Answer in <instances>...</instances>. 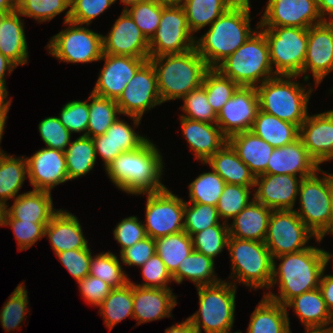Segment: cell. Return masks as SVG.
I'll return each mask as SVG.
<instances>
[{
	"mask_svg": "<svg viewBox=\"0 0 333 333\" xmlns=\"http://www.w3.org/2000/svg\"><path fill=\"white\" fill-rule=\"evenodd\" d=\"M113 4V0H72L69 21L90 26L96 17Z\"/></svg>",
	"mask_w": 333,
	"mask_h": 333,
	"instance_id": "cell-58",
	"label": "cell"
},
{
	"mask_svg": "<svg viewBox=\"0 0 333 333\" xmlns=\"http://www.w3.org/2000/svg\"><path fill=\"white\" fill-rule=\"evenodd\" d=\"M318 10L325 22L331 16H333V0H317Z\"/></svg>",
	"mask_w": 333,
	"mask_h": 333,
	"instance_id": "cell-67",
	"label": "cell"
},
{
	"mask_svg": "<svg viewBox=\"0 0 333 333\" xmlns=\"http://www.w3.org/2000/svg\"><path fill=\"white\" fill-rule=\"evenodd\" d=\"M118 115V116H117ZM121 116L116 100L89 95V122L86 136L94 138L105 134L106 130Z\"/></svg>",
	"mask_w": 333,
	"mask_h": 333,
	"instance_id": "cell-43",
	"label": "cell"
},
{
	"mask_svg": "<svg viewBox=\"0 0 333 333\" xmlns=\"http://www.w3.org/2000/svg\"><path fill=\"white\" fill-rule=\"evenodd\" d=\"M24 19L16 10L7 14L0 28V52L16 66L29 63L28 43L25 36Z\"/></svg>",
	"mask_w": 333,
	"mask_h": 333,
	"instance_id": "cell-32",
	"label": "cell"
},
{
	"mask_svg": "<svg viewBox=\"0 0 333 333\" xmlns=\"http://www.w3.org/2000/svg\"><path fill=\"white\" fill-rule=\"evenodd\" d=\"M181 131L194 152L195 161L206 162L227 142L228 138L216 123L195 121L180 116Z\"/></svg>",
	"mask_w": 333,
	"mask_h": 333,
	"instance_id": "cell-27",
	"label": "cell"
},
{
	"mask_svg": "<svg viewBox=\"0 0 333 333\" xmlns=\"http://www.w3.org/2000/svg\"><path fill=\"white\" fill-rule=\"evenodd\" d=\"M165 333H198V330L193 326L189 318H186L183 322H177V324L166 328Z\"/></svg>",
	"mask_w": 333,
	"mask_h": 333,
	"instance_id": "cell-65",
	"label": "cell"
},
{
	"mask_svg": "<svg viewBox=\"0 0 333 333\" xmlns=\"http://www.w3.org/2000/svg\"><path fill=\"white\" fill-rule=\"evenodd\" d=\"M259 110V99L253 86H239L217 114L216 124L230 136L250 131Z\"/></svg>",
	"mask_w": 333,
	"mask_h": 333,
	"instance_id": "cell-18",
	"label": "cell"
},
{
	"mask_svg": "<svg viewBox=\"0 0 333 333\" xmlns=\"http://www.w3.org/2000/svg\"><path fill=\"white\" fill-rule=\"evenodd\" d=\"M196 289L199 309L188 318L198 333H239V330L232 332L237 287L222 280L214 285L197 286Z\"/></svg>",
	"mask_w": 333,
	"mask_h": 333,
	"instance_id": "cell-7",
	"label": "cell"
},
{
	"mask_svg": "<svg viewBox=\"0 0 333 333\" xmlns=\"http://www.w3.org/2000/svg\"><path fill=\"white\" fill-rule=\"evenodd\" d=\"M5 126H6V121L0 117V144L3 138V133L5 130ZM5 151H3V149H1L0 147V154H3Z\"/></svg>",
	"mask_w": 333,
	"mask_h": 333,
	"instance_id": "cell-74",
	"label": "cell"
},
{
	"mask_svg": "<svg viewBox=\"0 0 333 333\" xmlns=\"http://www.w3.org/2000/svg\"><path fill=\"white\" fill-rule=\"evenodd\" d=\"M195 39L182 6L163 3L159 27L149 41V58L192 50Z\"/></svg>",
	"mask_w": 333,
	"mask_h": 333,
	"instance_id": "cell-13",
	"label": "cell"
},
{
	"mask_svg": "<svg viewBox=\"0 0 333 333\" xmlns=\"http://www.w3.org/2000/svg\"><path fill=\"white\" fill-rule=\"evenodd\" d=\"M146 195L145 220L146 234L152 239L184 231L185 200L169 188Z\"/></svg>",
	"mask_w": 333,
	"mask_h": 333,
	"instance_id": "cell-14",
	"label": "cell"
},
{
	"mask_svg": "<svg viewBox=\"0 0 333 333\" xmlns=\"http://www.w3.org/2000/svg\"><path fill=\"white\" fill-rule=\"evenodd\" d=\"M132 120L129 125L125 120L116 119L105 134L92 138L96 157L100 156L104 169L119 155L140 147L148 138L134 130L139 127L142 119L128 116ZM134 127V128H133Z\"/></svg>",
	"mask_w": 333,
	"mask_h": 333,
	"instance_id": "cell-20",
	"label": "cell"
},
{
	"mask_svg": "<svg viewBox=\"0 0 333 333\" xmlns=\"http://www.w3.org/2000/svg\"><path fill=\"white\" fill-rule=\"evenodd\" d=\"M113 237L120 244V253L140 240L147 237L143 222L138 216H129L117 223L113 230Z\"/></svg>",
	"mask_w": 333,
	"mask_h": 333,
	"instance_id": "cell-60",
	"label": "cell"
},
{
	"mask_svg": "<svg viewBox=\"0 0 333 333\" xmlns=\"http://www.w3.org/2000/svg\"><path fill=\"white\" fill-rule=\"evenodd\" d=\"M268 45L275 75L301 76L307 52L308 29L259 27Z\"/></svg>",
	"mask_w": 333,
	"mask_h": 333,
	"instance_id": "cell-10",
	"label": "cell"
},
{
	"mask_svg": "<svg viewBox=\"0 0 333 333\" xmlns=\"http://www.w3.org/2000/svg\"><path fill=\"white\" fill-rule=\"evenodd\" d=\"M79 292L86 303L97 307L104 301L113 289L101 279L92 275H87L77 282Z\"/></svg>",
	"mask_w": 333,
	"mask_h": 333,
	"instance_id": "cell-61",
	"label": "cell"
},
{
	"mask_svg": "<svg viewBox=\"0 0 333 333\" xmlns=\"http://www.w3.org/2000/svg\"><path fill=\"white\" fill-rule=\"evenodd\" d=\"M272 209L254 199L229 222V236L264 242ZM231 223V224H230Z\"/></svg>",
	"mask_w": 333,
	"mask_h": 333,
	"instance_id": "cell-30",
	"label": "cell"
},
{
	"mask_svg": "<svg viewBox=\"0 0 333 333\" xmlns=\"http://www.w3.org/2000/svg\"><path fill=\"white\" fill-rule=\"evenodd\" d=\"M202 86L205 88L208 103L218 114L228 102L239 85L229 77L224 76L218 69L209 68L203 78Z\"/></svg>",
	"mask_w": 333,
	"mask_h": 333,
	"instance_id": "cell-47",
	"label": "cell"
},
{
	"mask_svg": "<svg viewBox=\"0 0 333 333\" xmlns=\"http://www.w3.org/2000/svg\"><path fill=\"white\" fill-rule=\"evenodd\" d=\"M58 118L72 134L86 136L89 122V97L87 100H73L62 106Z\"/></svg>",
	"mask_w": 333,
	"mask_h": 333,
	"instance_id": "cell-54",
	"label": "cell"
},
{
	"mask_svg": "<svg viewBox=\"0 0 333 333\" xmlns=\"http://www.w3.org/2000/svg\"><path fill=\"white\" fill-rule=\"evenodd\" d=\"M91 248L75 249L63 251L55 254L68 272L78 282L90 272V262L92 259Z\"/></svg>",
	"mask_w": 333,
	"mask_h": 333,
	"instance_id": "cell-59",
	"label": "cell"
},
{
	"mask_svg": "<svg viewBox=\"0 0 333 333\" xmlns=\"http://www.w3.org/2000/svg\"><path fill=\"white\" fill-rule=\"evenodd\" d=\"M17 10V0H0V12L9 14Z\"/></svg>",
	"mask_w": 333,
	"mask_h": 333,
	"instance_id": "cell-68",
	"label": "cell"
},
{
	"mask_svg": "<svg viewBox=\"0 0 333 333\" xmlns=\"http://www.w3.org/2000/svg\"><path fill=\"white\" fill-rule=\"evenodd\" d=\"M68 180H75L87 175L96 164L95 146L92 138L79 136L71 140L64 151Z\"/></svg>",
	"mask_w": 333,
	"mask_h": 333,
	"instance_id": "cell-41",
	"label": "cell"
},
{
	"mask_svg": "<svg viewBox=\"0 0 333 333\" xmlns=\"http://www.w3.org/2000/svg\"><path fill=\"white\" fill-rule=\"evenodd\" d=\"M148 60L157 75V88L162 103L182 99L200 87L209 69L196 48L184 53L151 57Z\"/></svg>",
	"mask_w": 333,
	"mask_h": 333,
	"instance_id": "cell-4",
	"label": "cell"
},
{
	"mask_svg": "<svg viewBox=\"0 0 333 333\" xmlns=\"http://www.w3.org/2000/svg\"><path fill=\"white\" fill-rule=\"evenodd\" d=\"M155 249L171 275L179 264H182V260L194 250L192 238L185 231L156 238Z\"/></svg>",
	"mask_w": 333,
	"mask_h": 333,
	"instance_id": "cell-42",
	"label": "cell"
},
{
	"mask_svg": "<svg viewBox=\"0 0 333 333\" xmlns=\"http://www.w3.org/2000/svg\"><path fill=\"white\" fill-rule=\"evenodd\" d=\"M259 27L308 29L323 22L317 0H268Z\"/></svg>",
	"mask_w": 333,
	"mask_h": 333,
	"instance_id": "cell-16",
	"label": "cell"
},
{
	"mask_svg": "<svg viewBox=\"0 0 333 333\" xmlns=\"http://www.w3.org/2000/svg\"><path fill=\"white\" fill-rule=\"evenodd\" d=\"M300 76L276 75L264 81L256 88L259 109L267 114L296 124L299 128L308 116L309 99L313 92V84L300 83Z\"/></svg>",
	"mask_w": 333,
	"mask_h": 333,
	"instance_id": "cell-5",
	"label": "cell"
},
{
	"mask_svg": "<svg viewBox=\"0 0 333 333\" xmlns=\"http://www.w3.org/2000/svg\"><path fill=\"white\" fill-rule=\"evenodd\" d=\"M118 255L110 252H100L97 255H92L90 262L89 275L97 277L110 285L112 288H120L130 282V278L123 270Z\"/></svg>",
	"mask_w": 333,
	"mask_h": 333,
	"instance_id": "cell-44",
	"label": "cell"
},
{
	"mask_svg": "<svg viewBox=\"0 0 333 333\" xmlns=\"http://www.w3.org/2000/svg\"><path fill=\"white\" fill-rule=\"evenodd\" d=\"M51 192L43 190H31L21 193L13 199V205L6 207L5 218L17 220L49 223L51 218L60 210L53 208Z\"/></svg>",
	"mask_w": 333,
	"mask_h": 333,
	"instance_id": "cell-29",
	"label": "cell"
},
{
	"mask_svg": "<svg viewBox=\"0 0 333 333\" xmlns=\"http://www.w3.org/2000/svg\"><path fill=\"white\" fill-rule=\"evenodd\" d=\"M148 59L103 53L100 60H104V65L98 73L92 93L117 100L137 70Z\"/></svg>",
	"mask_w": 333,
	"mask_h": 333,
	"instance_id": "cell-19",
	"label": "cell"
},
{
	"mask_svg": "<svg viewBox=\"0 0 333 333\" xmlns=\"http://www.w3.org/2000/svg\"><path fill=\"white\" fill-rule=\"evenodd\" d=\"M227 249L232 271L229 282L235 287L241 283L253 290H269L273 258L264 242L229 236Z\"/></svg>",
	"mask_w": 333,
	"mask_h": 333,
	"instance_id": "cell-8",
	"label": "cell"
},
{
	"mask_svg": "<svg viewBox=\"0 0 333 333\" xmlns=\"http://www.w3.org/2000/svg\"><path fill=\"white\" fill-rule=\"evenodd\" d=\"M250 0H237L214 23L207 32L195 39V48L209 68H216L234 53L259 28H251Z\"/></svg>",
	"mask_w": 333,
	"mask_h": 333,
	"instance_id": "cell-2",
	"label": "cell"
},
{
	"mask_svg": "<svg viewBox=\"0 0 333 333\" xmlns=\"http://www.w3.org/2000/svg\"><path fill=\"white\" fill-rule=\"evenodd\" d=\"M29 305L26 284L19 283L0 311V324L6 333L20 330L21 323L30 312Z\"/></svg>",
	"mask_w": 333,
	"mask_h": 333,
	"instance_id": "cell-45",
	"label": "cell"
},
{
	"mask_svg": "<svg viewBox=\"0 0 333 333\" xmlns=\"http://www.w3.org/2000/svg\"><path fill=\"white\" fill-rule=\"evenodd\" d=\"M297 198L300 206L294 211L307 228L323 240L328 235L330 224L331 173L320 169L312 176L303 178Z\"/></svg>",
	"mask_w": 333,
	"mask_h": 333,
	"instance_id": "cell-9",
	"label": "cell"
},
{
	"mask_svg": "<svg viewBox=\"0 0 333 333\" xmlns=\"http://www.w3.org/2000/svg\"><path fill=\"white\" fill-rule=\"evenodd\" d=\"M277 260L280 261L279 264ZM322 272L320 247L310 245L299 252L276 256L273 258L270 291L264 292V295L285 306L295 296L319 288ZM276 285L279 295L272 291Z\"/></svg>",
	"mask_w": 333,
	"mask_h": 333,
	"instance_id": "cell-3",
	"label": "cell"
},
{
	"mask_svg": "<svg viewBox=\"0 0 333 333\" xmlns=\"http://www.w3.org/2000/svg\"><path fill=\"white\" fill-rule=\"evenodd\" d=\"M253 189L254 187L225 184L216 206L222 222L229 224V220L238 215L254 199Z\"/></svg>",
	"mask_w": 333,
	"mask_h": 333,
	"instance_id": "cell-48",
	"label": "cell"
},
{
	"mask_svg": "<svg viewBox=\"0 0 333 333\" xmlns=\"http://www.w3.org/2000/svg\"><path fill=\"white\" fill-rule=\"evenodd\" d=\"M28 180L34 190L52 192L68 180L66 158L63 151L43 147L26 157Z\"/></svg>",
	"mask_w": 333,
	"mask_h": 333,
	"instance_id": "cell-23",
	"label": "cell"
},
{
	"mask_svg": "<svg viewBox=\"0 0 333 333\" xmlns=\"http://www.w3.org/2000/svg\"><path fill=\"white\" fill-rule=\"evenodd\" d=\"M308 72L312 73L315 89L333 72V31L326 22L308 28L307 52L301 72L304 83L310 79Z\"/></svg>",
	"mask_w": 333,
	"mask_h": 333,
	"instance_id": "cell-17",
	"label": "cell"
},
{
	"mask_svg": "<svg viewBox=\"0 0 333 333\" xmlns=\"http://www.w3.org/2000/svg\"><path fill=\"white\" fill-rule=\"evenodd\" d=\"M17 66L0 52V82H6V74L10 75Z\"/></svg>",
	"mask_w": 333,
	"mask_h": 333,
	"instance_id": "cell-66",
	"label": "cell"
},
{
	"mask_svg": "<svg viewBox=\"0 0 333 333\" xmlns=\"http://www.w3.org/2000/svg\"><path fill=\"white\" fill-rule=\"evenodd\" d=\"M98 313L104 319L109 331L124 319H133V284L128 282L120 288H113L104 301L98 306Z\"/></svg>",
	"mask_w": 333,
	"mask_h": 333,
	"instance_id": "cell-40",
	"label": "cell"
},
{
	"mask_svg": "<svg viewBox=\"0 0 333 333\" xmlns=\"http://www.w3.org/2000/svg\"><path fill=\"white\" fill-rule=\"evenodd\" d=\"M216 69L239 86L257 87L276 76L270 62L267 39L259 28Z\"/></svg>",
	"mask_w": 333,
	"mask_h": 333,
	"instance_id": "cell-6",
	"label": "cell"
},
{
	"mask_svg": "<svg viewBox=\"0 0 333 333\" xmlns=\"http://www.w3.org/2000/svg\"><path fill=\"white\" fill-rule=\"evenodd\" d=\"M318 239L303 223L294 210H273L268 223L265 245L272 258L308 248L310 239ZM319 242V243H318Z\"/></svg>",
	"mask_w": 333,
	"mask_h": 333,
	"instance_id": "cell-12",
	"label": "cell"
},
{
	"mask_svg": "<svg viewBox=\"0 0 333 333\" xmlns=\"http://www.w3.org/2000/svg\"><path fill=\"white\" fill-rule=\"evenodd\" d=\"M333 236V173H331V203H330V224L328 227V235Z\"/></svg>",
	"mask_w": 333,
	"mask_h": 333,
	"instance_id": "cell-71",
	"label": "cell"
},
{
	"mask_svg": "<svg viewBox=\"0 0 333 333\" xmlns=\"http://www.w3.org/2000/svg\"><path fill=\"white\" fill-rule=\"evenodd\" d=\"M182 100L181 111L185 114L182 113L181 117L206 123L217 122V114L208 103L207 94L202 85L189 92Z\"/></svg>",
	"mask_w": 333,
	"mask_h": 333,
	"instance_id": "cell-53",
	"label": "cell"
},
{
	"mask_svg": "<svg viewBox=\"0 0 333 333\" xmlns=\"http://www.w3.org/2000/svg\"><path fill=\"white\" fill-rule=\"evenodd\" d=\"M228 143L255 177L266 172L274 147L255 135L251 130L230 136Z\"/></svg>",
	"mask_w": 333,
	"mask_h": 333,
	"instance_id": "cell-31",
	"label": "cell"
},
{
	"mask_svg": "<svg viewBox=\"0 0 333 333\" xmlns=\"http://www.w3.org/2000/svg\"><path fill=\"white\" fill-rule=\"evenodd\" d=\"M117 0H113V2L115 3ZM138 1L141 0H120V3L123 4V6L125 5L123 11H126L128 8L132 7L134 4H136Z\"/></svg>",
	"mask_w": 333,
	"mask_h": 333,
	"instance_id": "cell-73",
	"label": "cell"
},
{
	"mask_svg": "<svg viewBox=\"0 0 333 333\" xmlns=\"http://www.w3.org/2000/svg\"><path fill=\"white\" fill-rule=\"evenodd\" d=\"M47 224L27 222L15 218H5L4 221V226H9L13 230L19 251L30 249L38 240L44 238Z\"/></svg>",
	"mask_w": 333,
	"mask_h": 333,
	"instance_id": "cell-56",
	"label": "cell"
},
{
	"mask_svg": "<svg viewBox=\"0 0 333 333\" xmlns=\"http://www.w3.org/2000/svg\"><path fill=\"white\" fill-rule=\"evenodd\" d=\"M237 0H183L182 6L189 29L196 32L210 26Z\"/></svg>",
	"mask_w": 333,
	"mask_h": 333,
	"instance_id": "cell-39",
	"label": "cell"
},
{
	"mask_svg": "<svg viewBox=\"0 0 333 333\" xmlns=\"http://www.w3.org/2000/svg\"><path fill=\"white\" fill-rule=\"evenodd\" d=\"M103 53L149 58V41L126 11L115 20L107 35H102Z\"/></svg>",
	"mask_w": 333,
	"mask_h": 333,
	"instance_id": "cell-22",
	"label": "cell"
},
{
	"mask_svg": "<svg viewBox=\"0 0 333 333\" xmlns=\"http://www.w3.org/2000/svg\"><path fill=\"white\" fill-rule=\"evenodd\" d=\"M38 129L48 148L64 152L71 143L72 133L64 127L58 116L45 117L39 122Z\"/></svg>",
	"mask_w": 333,
	"mask_h": 333,
	"instance_id": "cell-55",
	"label": "cell"
},
{
	"mask_svg": "<svg viewBox=\"0 0 333 333\" xmlns=\"http://www.w3.org/2000/svg\"><path fill=\"white\" fill-rule=\"evenodd\" d=\"M302 179L290 174L256 176L254 200L272 210H294Z\"/></svg>",
	"mask_w": 333,
	"mask_h": 333,
	"instance_id": "cell-21",
	"label": "cell"
},
{
	"mask_svg": "<svg viewBox=\"0 0 333 333\" xmlns=\"http://www.w3.org/2000/svg\"><path fill=\"white\" fill-rule=\"evenodd\" d=\"M116 103L121 115L141 119L146 112L162 104L157 88V75L149 60L137 70Z\"/></svg>",
	"mask_w": 333,
	"mask_h": 333,
	"instance_id": "cell-15",
	"label": "cell"
},
{
	"mask_svg": "<svg viewBox=\"0 0 333 333\" xmlns=\"http://www.w3.org/2000/svg\"><path fill=\"white\" fill-rule=\"evenodd\" d=\"M320 169L299 138L291 144L274 149L264 174H290L306 178Z\"/></svg>",
	"mask_w": 333,
	"mask_h": 333,
	"instance_id": "cell-26",
	"label": "cell"
},
{
	"mask_svg": "<svg viewBox=\"0 0 333 333\" xmlns=\"http://www.w3.org/2000/svg\"><path fill=\"white\" fill-rule=\"evenodd\" d=\"M289 330L286 307L263 295L251 314L246 333H289ZM239 333L242 331L239 330Z\"/></svg>",
	"mask_w": 333,
	"mask_h": 333,
	"instance_id": "cell-34",
	"label": "cell"
},
{
	"mask_svg": "<svg viewBox=\"0 0 333 333\" xmlns=\"http://www.w3.org/2000/svg\"><path fill=\"white\" fill-rule=\"evenodd\" d=\"M6 15H7V14H4V13H1V12H0V28H1V25H2L3 18H4Z\"/></svg>",
	"mask_w": 333,
	"mask_h": 333,
	"instance_id": "cell-77",
	"label": "cell"
},
{
	"mask_svg": "<svg viewBox=\"0 0 333 333\" xmlns=\"http://www.w3.org/2000/svg\"><path fill=\"white\" fill-rule=\"evenodd\" d=\"M163 3L155 0H141L126 12L133 19L145 38L150 41L159 27Z\"/></svg>",
	"mask_w": 333,
	"mask_h": 333,
	"instance_id": "cell-51",
	"label": "cell"
},
{
	"mask_svg": "<svg viewBox=\"0 0 333 333\" xmlns=\"http://www.w3.org/2000/svg\"><path fill=\"white\" fill-rule=\"evenodd\" d=\"M17 11L21 16L33 18L38 23L49 22L64 11L63 23L70 18V4L66 0H17Z\"/></svg>",
	"mask_w": 333,
	"mask_h": 333,
	"instance_id": "cell-49",
	"label": "cell"
},
{
	"mask_svg": "<svg viewBox=\"0 0 333 333\" xmlns=\"http://www.w3.org/2000/svg\"><path fill=\"white\" fill-rule=\"evenodd\" d=\"M324 273L325 271L322 272L320 278L319 289L322 293L327 308L333 315V278L325 275Z\"/></svg>",
	"mask_w": 333,
	"mask_h": 333,
	"instance_id": "cell-63",
	"label": "cell"
},
{
	"mask_svg": "<svg viewBox=\"0 0 333 333\" xmlns=\"http://www.w3.org/2000/svg\"><path fill=\"white\" fill-rule=\"evenodd\" d=\"M215 272V261L197 251H192L182 260L177 270L172 274L173 281L181 284L189 280L197 286L214 285L222 281Z\"/></svg>",
	"mask_w": 333,
	"mask_h": 333,
	"instance_id": "cell-37",
	"label": "cell"
},
{
	"mask_svg": "<svg viewBox=\"0 0 333 333\" xmlns=\"http://www.w3.org/2000/svg\"><path fill=\"white\" fill-rule=\"evenodd\" d=\"M299 138L320 166L333 160V109L308 114L300 126Z\"/></svg>",
	"mask_w": 333,
	"mask_h": 333,
	"instance_id": "cell-24",
	"label": "cell"
},
{
	"mask_svg": "<svg viewBox=\"0 0 333 333\" xmlns=\"http://www.w3.org/2000/svg\"><path fill=\"white\" fill-rule=\"evenodd\" d=\"M331 259H332V264H333V253L326 251L325 249L322 248L323 271H326L325 269H326L327 265L330 263L329 261ZM331 268H333V265ZM326 275L333 278V274H326Z\"/></svg>",
	"mask_w": 333,
	"mask_h": 333,
	"instance_id": "cell-70",
	"label": "cell"
},
{
	"mask_svg": "<svg viewBox=\"0 0 333 333\" xmlns=\"http://www.w3.org/2000/svg\"><path fill=\"white\" fill-rule=\"evenodd\" d=\"M78 217L68 210L60 209L45 227L47 237L55 254L75 249L88 248Z\"/></svg>",
	"mask_w": 333,
	"mask_h": 333,
	"instance_id": "cell-28",
	"label": "cell"
},
{
	"mask_svg": "<svg viewBox=\"0 0 333 333\" xmlns=\"http://www.w3.org/2000/svg\"><path fill=\"white\" fill-rule=\"evenodd\" d=\"M69 4H71L72 0H66Z\"/></svg>",
	"mask_w": 333,
	"mask_h": 333,
	"instance_id": "cell-78",
	"label": "cell"
},
{
	"mask_svg": "<svg viewBox=\"0 0 333 333\" xmlns=\"http://www.w3.org/2000/svg\"><path fill=\"white\" fill-rule=\"evenodd\" d=\"M28 178L27 161L25 156L0 154V202L9 205L10 199L20 194L24 181Z\"/></svg>",
	"mask_w": 333,
	"mask_h": 333,
	"instance_id": "cell-38",
	"label": "cell"
},
{
	"mask_svg": "<svg viewBox=\"0 0 333 333\" xmlns=\"http://www.w3.org/2000/svg\"><path fill=\"white\" fill-rule=\"evenodd\" d=\"M165 4H180L183 0H155Z\"/></svg>",
	"mask_w": 333,
	"mask_h": 333,
	"instance_id": "cell-75",
	"label": "cell"
},
{
	"mask_svg": "<svg viewBox=\"0 0 333 333\" xmlns=\"http://www.w3.org/2000/svg\"><path fill=\"white\" fill-rule=\"evenodd\" d=\"M304 333H331L333 331V326H310L305 327ZM289 333H292L291 328Z\"/></svg>",
	"mask_w": 333,
	"mask_h": 333,
	"instance_id": "cell-69",
	"label": "cell"
},
{
	"mask_svg": "<svg viewBox=\"0 0 333 333\" xmlns=\"http://www.w3.org/2000/svg\"><path fill=\"white\" fill-rule=\"evenodd\" d=\"M202 164H208L211 169L222 177L225 183L248 187L255 186V175L238 157L236 151L228 142Z\"/></svg>",
	"mask_w": 333,
	"mask_h": 333,
	"instance_id": "cell-33",
	"label": "cell"
},
{
	"mask_svg": "<svg viewBox=\"0 0 333 333\" xmlns=\"http://www.w3.org/2000/svg\"><path fill=\"white\" fill-rule=\"evenodd\" d=\"M212 170V171H211ZM198 175L189 185L188 203H200L217 206L225 187V181L213 169Z\"/></svg>",
	"mask_w": 333,
	"mask_h": 333,
	"instance_id": "cell-46",
	"label": "cell"
},
{
	"mask_svg": "<svg viewBox=\"0 0 333 333\" xmlns=\"http://www.w3.org/2000/svg\"><path fill=\"white\" fill-rule=\"evenodd\" d=\"M67 28L50 37L48 54L65 63H92L101 61L103 55L102 35L89 25L66 21Z\"/></svg>",
	"mask_w": 333,
	"mask_h": 333,
	"instance_id": "cell-11",
	"label": "cell"
},
{
	"mask_svg": "<svg viewBox=\"0 0 333 333\" xmlns=\"http://www.w3.org/2000/svg\"><path fill=\"white\" fill-rule=\"evenodd\" d=\"M152 140L119 154L105 172L113 185L128 195L156 193L166 189L162 183L165 164L162 153Z\"/></svg>",
	"mask_w": 333,
	"mask_h": 333,
	"instance_id": "cell-1",
	"label": "cell"
},
{
	"mask_svg": "<svg viewBox=\"0 0 333 333\" xmlns=\"http://www.w3.org/2000/svg\"><path fill=\"white\" fill-rule=\"evenodd\" d=\"M327 25L332 29L333 31V16H331L329 19L325 21Z\"/></svg>",
	"mask_w": 333,
	"mask_h": 333,
	"instance_id": "cell-76",
	"label": "cell"
},
{
	"mask_svg": "<svg viewBox=\"0 0 333 333\" xmlns=\"http://www.w3.org/2000/svg\"><path fill=\"white\" fill-rule=\"evenodd\" d=\"M297 315L304 327L333 326V315L330 313L319 288L295 296L286 305Z\"/></svg>",
	"mask_w": 333,
	"mask_h": 333,
	"instance_id": "cell-35",
	"label": "cell"
},
{
	"mask_svg": "<svg viewBox=\"0 0 333 333\" xmlns=\"http://www.w3.org/2000/svg\"><path fill=\"white\" fill-rule=\"evenodd\" d=\"M142 277L144 282L133 285L146 288L169 289L168 285L173 281L171 273L167 270L166 265L161 260L158 254H154L141 267Z\"/></svg>",
	"mask_w": 333,
	"mask_h": 333,
	"instance_id": "cell-57",
	"label": "cell"
},
{
	"mask_svg": "<svg viewBox=\"0 0 333 333\" xmlns=\"http://www.w3.org/2000/svg\"><path fill=\"white\" fill-rule=\"evenodd\" d=\"M6 82H0V117L5 121L8 118V113L11 107L12 99H8V90Z\"/></svg>",
	"mask_w": 333,
	"mask_h": 333,
	"instance_id": "cell-64",
	"label": "cell"
},
{
	"mask_svg": "<svg viewBox=\"0 0 333 333\" xmlns=\"http://www.w3.org/2000/svg\"><path fill=\"white\" fill-rule=\"evenodd\" d=\"M251 131L274 148H279L299 139L300 128L293 123L281 120L260 109L257 112Z\"/></svg>",
	"mask_w": 333,
	"mask_h": 333,
	"instance_id": "cell-36",
	"label": "cell"
},
{
	"mask_svg": "<svg viewBox=\"0 0 333 333\" xmlns=\"http://www.w3.org/2000/svg\"><path fill=\"white\" fill-rule=\"evenodd\" d=\"M156 253L155 239L146 237L120 253L122 264L141 267Z\"/></svg>",
	"mask_w": 333,
	"mask_h": 333,
	"instance_id": "cell-62",
	"label": "cell"
},
{
	"mask_svg": "<svg viewBox=\"0 0 333 333\" xmlns=\"http://www.w3.org/2000/svg\"><path fill=\"white\" fill-rule=\"evenodd\" d=\"M217 208L209 204L188 203L184 205V231L190 236L210 226L221 224Z\"/></svg>",
	"mask_w": 333,
	"mask_h": 333,
	"instance_id": "cell-52",
	"label": "cell"
},
{
	"mask_svg": "<svg viewBox=\"0 0 333 333\" xmlns=\"http://www.w3.org/2000/svg\"><path fill=\"white\" fill-rule=\"evenodd\" d=\"M177 304V295L171 288L158 289L133 285V319L137 321V326L173 317L172 310Z\"/></svg>",
	"mask_w": 333,
	"mask_h": 333,
	"instance_id": "cell-25",
	"label": "cell"
},
{
	"mask_svg": "<svg viewBox=\"0 0 333 333\" xmlns=\"http://www.w3.org/2000/svg\"><path fill=\"white\" fill-rule=\"evenodd\" d=\"M194 251L202 253L215 261L224 248L228 247L229 228L227 223L210 226L191 236Z\"/></svg>",
	"mask_w": 333,
	"mask_h": 333,
	"instance_id": "cell-50",
	"label": "cell"
},
{
	"mask_svg": "<svg viewBox=\"0 0 333 333\" xmlns=\"http://www.w3.org/2000/svg\"><path fill=\"white\" fill-rule=\"evenodd\" d=\"M6 205L0 202V227H4Z\"/></svg>",
	"mask_w": 333,
	"mask_h": 333,
	"instance_id": "cell-72",
	"label": "cell"
}]
</instances>
